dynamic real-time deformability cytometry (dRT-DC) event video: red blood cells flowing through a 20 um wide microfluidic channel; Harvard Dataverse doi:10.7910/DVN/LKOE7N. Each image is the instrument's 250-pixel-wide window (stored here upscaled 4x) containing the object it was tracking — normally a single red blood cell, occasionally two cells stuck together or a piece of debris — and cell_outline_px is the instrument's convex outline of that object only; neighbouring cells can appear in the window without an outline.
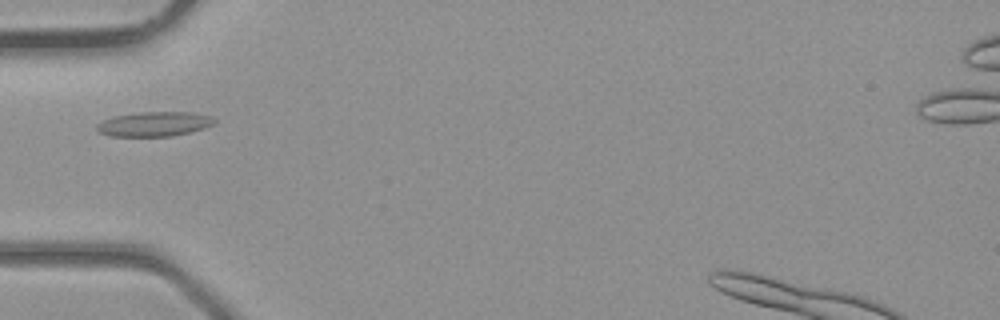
{"species": "common noctule bat (a hibernating species)", "species_latin": "Nyctalus noctula", "temperature_condition": "room temperature", "stored_images_in_passage": 31, "camera_frame_rate_fps": 3000, "um_per_image_px": 0.085, "animal": {"sex": "male", "body_mass_g": 23.1, "forearm_length_mm": 52.7}, "frame": {"image": 1, "passage_image": 5, "time_ms": 1.333, "image_size_px": [1000, 320], "cell_outline_px": [[216, 120], [212, 124], [204, 128], [172, 136], [112, 136], [100, 132], [96, 128], [96, 124], [112, 116], [140, 112], [192, 112], [212, 116]], "centroid_in_image_um": [13.11, 10.53], "position_along_channel_um": 71.9, "area_um2": 16.76}}
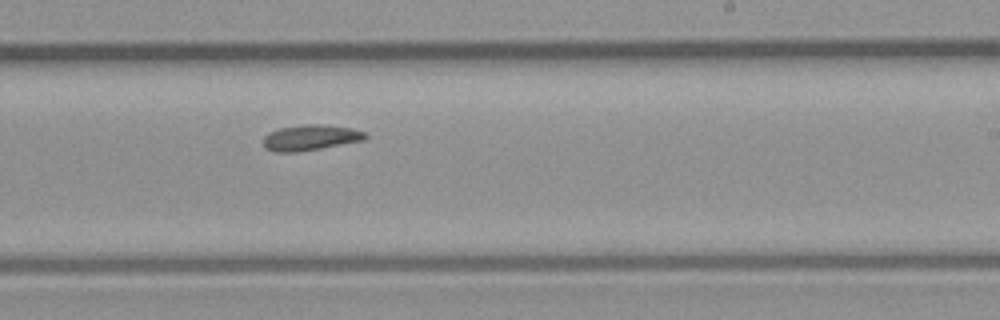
{"frame": {"image": 2, "passage_image": 16, "time_ms": 5.0, "image_size_px": [1000, 320], "cell_outline_px": [[368, 136], [364, 140], [320, 148], [296, 152], [276, 152], [264, 148], [264, 136], [268, 132], [280, 128], [304, 124], [324, 124], [352, 128], [364, 132]], "centroid_in_image_um": [26.37, 11.69], "position_along_channel_um": 262.6, "area_um2": 15.2}}
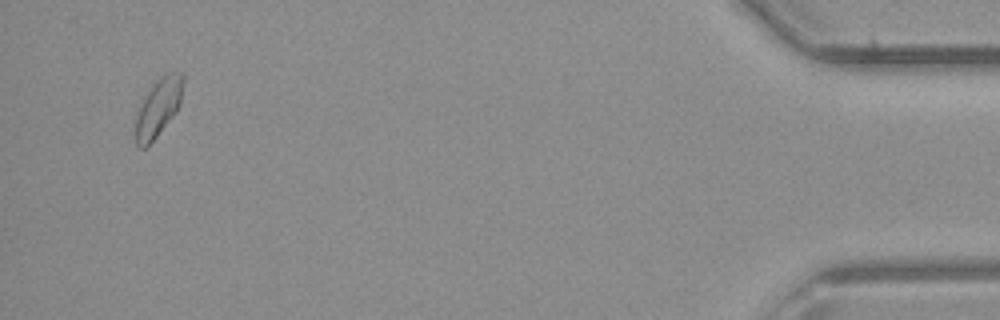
{"frame": {"image": 3, "passage_image": 30, "time_ms": 9.667, "image_size_px": [1000, 320], "cell_outline_px": [[184, 80], [180, 104], [176, 112], [156, 136], [144, 148], [136, 148], [136, 116], [140, 104], [156, 80], [168, 72], [184, 72]], "centroid_in_image_um": [13.47, 9.1], "position_along_channel_um": 421.7, "area_um2": 15.84}}